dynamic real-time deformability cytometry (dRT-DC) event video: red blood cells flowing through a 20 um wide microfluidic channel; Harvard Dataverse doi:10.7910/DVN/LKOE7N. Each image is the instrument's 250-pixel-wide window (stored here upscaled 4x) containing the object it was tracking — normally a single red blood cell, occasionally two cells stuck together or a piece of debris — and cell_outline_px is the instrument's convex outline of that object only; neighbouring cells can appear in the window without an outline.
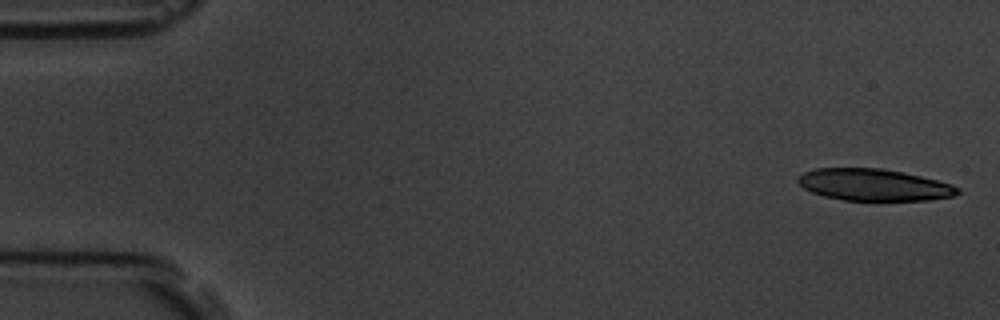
{"species": "common noctule bat (a hibernating species)", "species_latin": "Nyctalus noctula", "temperature_condition": "room temperature", "stored_images_in_passage": 5, "camera_frame_rate_fps": 3000, "um_per_image_px": 0.085, "animal": {"sex": "male", "body_mass_g": 19.5, "forearm_length_mm": 54.6}, "frame": {"image": 1, "passage_image": 1, "time_ms": 0.0, "image_size_px": [1000, 320], "cell_outline_px": [[960, 192], [956, 196], [928, 200], [844, 200], [824, 196], [812, 192], [804, 188], [796, 180], [804, 172], [816, 168], [880, 168], [920, 176], [952, 184], [960, 188]], "centroid_in_image_um": [74.3, 15.71], "position_along_channel_um": 10.7, "area_um2": 29.42}}